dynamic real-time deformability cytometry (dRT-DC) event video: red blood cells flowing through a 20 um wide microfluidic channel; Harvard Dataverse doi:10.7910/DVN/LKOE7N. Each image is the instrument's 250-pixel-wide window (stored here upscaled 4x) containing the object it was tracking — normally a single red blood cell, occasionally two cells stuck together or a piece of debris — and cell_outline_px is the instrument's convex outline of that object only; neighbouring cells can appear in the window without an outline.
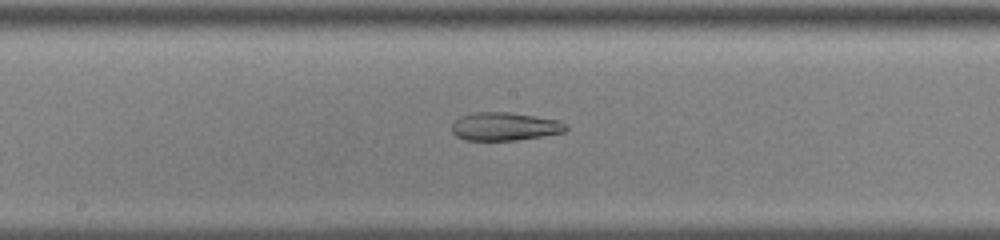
{"species": "common noctule bat (a hibernating species)", "species_latin": "Nyctalus noctula", "temperature_condition": "cold", "stored_images_in_passage": 59, "camera_frame_rate_fps": 3000, "um_per_image_px": 0.085, "animal": {"sex": "male", "body_mass_g": 13.0, "forearm_length_mm": 53.1}, "frame": {"image": 1, "passage_image": 33, "time_ms": 10.667, "image_size_px": [1000, 240], "cell_outline_px": [[568, 128], [564, 132], [516, 140], [464, 140], [456, 136], [452, 132], [452, 124], [460, 116], [476, 112], [508, 112], [556, 120], [568, 124]], "centroid_in_image_um": [42.87, 10.75], "position_along_channel_um": 205.3, "area_um2": 18.55}}
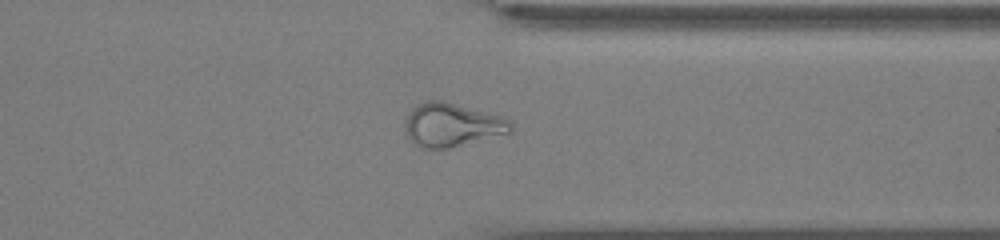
{"frame": {"image": 2, "passage_image": 47, "time_ms": 15.333, "image_size_px": [1000, 240], "cell_outline_px": [[516, 128], [512, 132], [448, 148], [420, 148], [412, 144], [408, 140], [404, 132], [404, 124], [408, 112], [416, 104], [428, 100], [440, 100], [500, 116], [512, 120]], "centroid_in_image_um": [38.38, 10.63], "position_along_channel_um": 373.0, "area_um2": 27.11}}
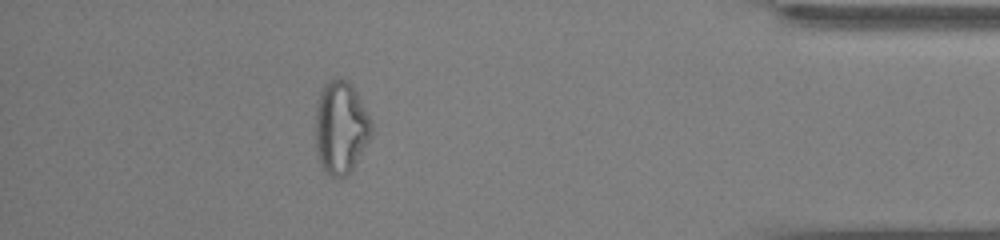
{"frame": {"image": 3, "passage_image": 53, "time_ms": 17.333, "image_size_px": [1000, 240], "cell_outline_px": [[372, 136], [348, 176], [332, 176], [320, 164], [316, 152], [316, 100], [324, 84], [328, 80], [336, 76], [340, 76], [348, 80], [352, 84], [372, 124]], "centroid_in_image_um": [28.96, 10.79], "position_along_channel_um": 406.2, "area_um2": 30.4}, "authors_computed_cell_mechanics": {"area_um2": 26.877, "velocity_mm_per_s": 3.6053, "shape_relaxation_time_tau1_ms": null, "shape_relaxation_time_tau2_ms": 2.3625, "deformation_change_tau1": null, "deformation_change_tau2": 0.1083}}